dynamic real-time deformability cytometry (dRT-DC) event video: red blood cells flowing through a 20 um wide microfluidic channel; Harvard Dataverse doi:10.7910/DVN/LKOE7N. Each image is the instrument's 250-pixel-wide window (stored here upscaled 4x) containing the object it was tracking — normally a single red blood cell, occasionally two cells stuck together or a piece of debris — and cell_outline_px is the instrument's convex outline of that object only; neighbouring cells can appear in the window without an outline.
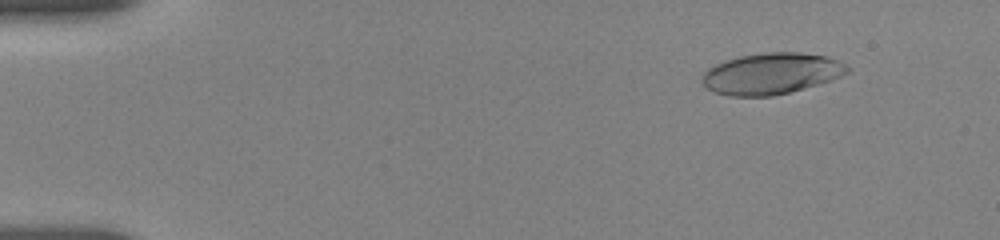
{"species": "human", "species_latin": "Homo sapiens", "temperature_condition": "room temperature", "stored_images_in_passage": 11, "camera_frame_rate_fps": 3000, "um_per_image_px": 0.085, "donor": {"sex": "female"}, "frame": {"image": 1, "passage_image": 5, "time_ms": 1.667, "image_size_px": [1000, 240], "cell_outline_px": [[852, 68], [848, 72], [832, 80], [788, 92], [772, 96], [732, 96], [716, 92], [704, 88], [700, 80], [704, 72], [708, 68], [716, 64], [740, 56], [764, 52], [800, 52], [824, 56], [836, 60]], "centroid_in_image_um": [65.53, 6.25], "position_along_channel_um": 19.5, "area_um2": 34.74}}
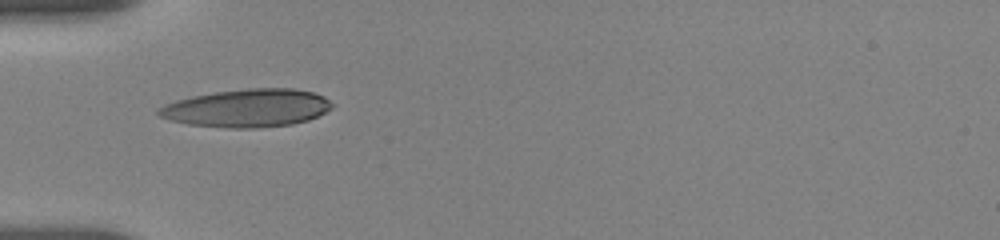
{"frame": {"image": 2, "passage_image": 10, "time_ms": 5.667, "image_size_px": [1000, 240], "cell_outline_px": [[336, 104], [332, 108], [308, 120], [292, 124], [256, 128], [228, 128], [188, 124], [168, 120], [160, 116], [156, 112], [156, 108], [164, 104], [176, 100], [192, 96], [216, 92], [248, 88], [292, 88], [312, 92], [324, 96]], "centroid_in_image_um": [21.0, 9.18], "position_along_channel_um": 64.0, "area_um2": 38.55}}
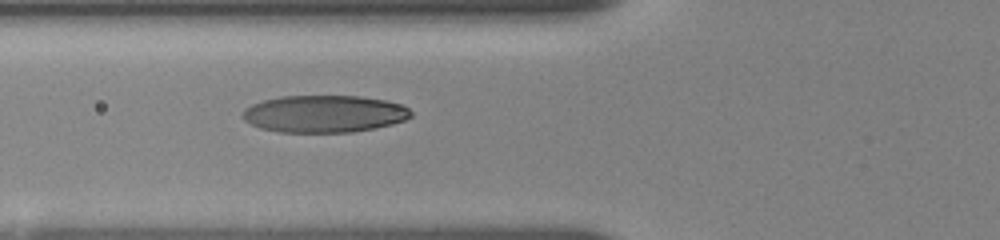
{"frame": {"image": 3, "passage_image": 11, "time_ms": 6.667, "image_size_px": [1000, 240], "cell_outline_px": [[412, 116], [404, 120], [392, 124], [376, 128], [352, 132], [280, 132], [260, 128], [244, 120], [240, 116], [244, 108], [252, 104], [264, 100], [280, 96], [360, 96], [384, 100], [404, 104], [412, 112]], "centroid_in_image_um": [27.56, 9.67], "position_along_channel_um": 98.2, "area_um2": 36.7}}